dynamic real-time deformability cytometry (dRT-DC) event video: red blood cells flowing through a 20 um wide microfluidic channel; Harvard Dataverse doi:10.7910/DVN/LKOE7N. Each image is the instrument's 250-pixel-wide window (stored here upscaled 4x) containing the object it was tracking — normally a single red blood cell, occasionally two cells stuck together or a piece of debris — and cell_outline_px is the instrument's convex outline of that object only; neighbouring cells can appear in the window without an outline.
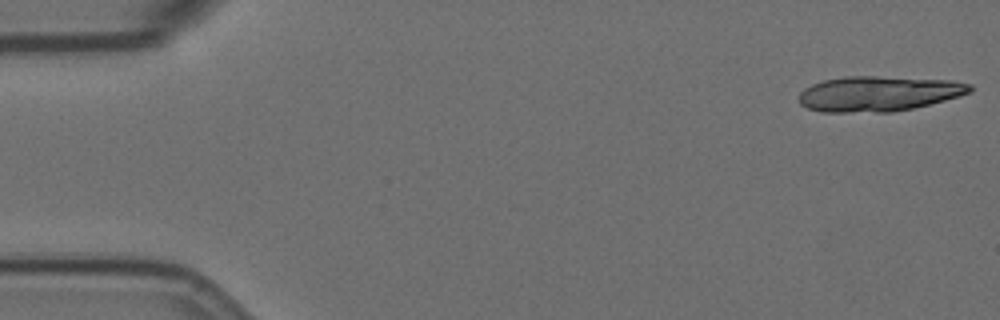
{"species": "Egyptian fruit bat (a non-hibernating species)", "species_latin": "Rousettus aegyptiacus", "temperature_condition": "room temperature", "stored_images_in_passage": 18, "camera_frame_rate_fps": 3000, "um_per_image_px": 0.085, "animal": {"sex": "female"}, "frame": {"image": 1, "passage_image": 1, "time_ms": 0.0, "image_size_px": [1000, 320], "cell_outline_px": [[972, 92], [960, 96], [912, 108], [892, 112], [820, 112], [808, 108], [800, 104], [800, 92], [804, 88], [812, 84], [824, 80], [844, 76], [876, 76], [952, 80], [972, 84]], "centroid_in_image_um": [74.68, 7.96], "position_along_channel_um": 10.3, "area_um2": 35.14}}